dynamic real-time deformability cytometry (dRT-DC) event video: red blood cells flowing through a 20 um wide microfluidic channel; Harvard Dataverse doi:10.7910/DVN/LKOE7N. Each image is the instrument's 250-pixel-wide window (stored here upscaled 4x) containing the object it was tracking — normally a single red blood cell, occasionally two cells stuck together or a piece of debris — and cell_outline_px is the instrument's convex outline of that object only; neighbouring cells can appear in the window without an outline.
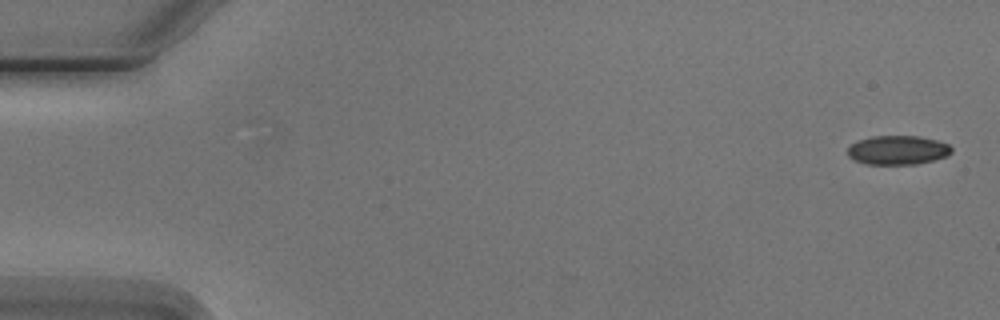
{"species": "Egyptian fruit bat (a non-hibernating species)", "species_latin": "Rousettus aegyptiacus", "temperature_condition": "cold", "stored_images_in_passage": 5, "camera_frame_rate_fps": 3000, "um_per_image_px": 0.085, "animal": {"sex": "male"}, "frame": {"image": 1, "passage_image": 1, "time_ms": 0.0, "image_size_px": [1000, 320], "cell_outline_px": [[952, 152], [948, 156], [916, 164], [868, 164], [856, 160], [848, 156], [848, 148], [852, 144], [860, 140], [872, 136], [920, 136], [936, 140], [948, 144], [952, 148]], "centroid_in_image_um": [76.34, 12.75], "position_along_channel_um": 8.7, "area_um2": 17.46}}
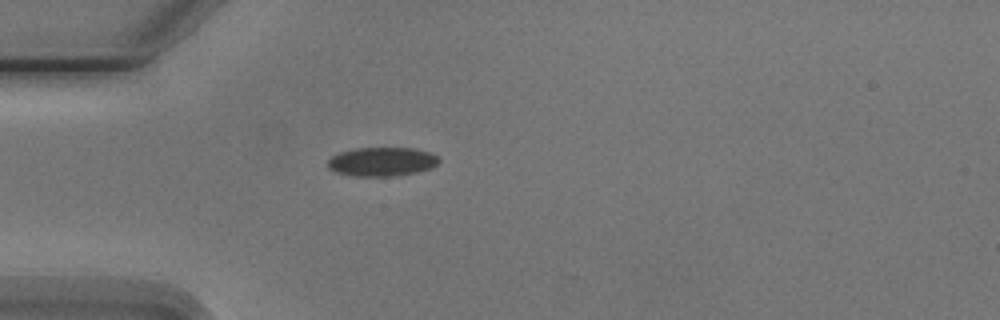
{"frame": {"image": 2, "passage_image": 5, "time_ms": 4.667, "image_size_px": [1000, 320], "cell_outline_px": [[440, 160], [432, 168], [416, 172], [396, 176], [356, 176], [336, 172], [328, 168], [328, 160], [332, 156], [340, 152], [356, 148], [416, 148], [432, 152]], "centroid_in_image_um": [32.48, 13.74], "position_along_channel_um": 52.5, "area_um2": 18.79}}